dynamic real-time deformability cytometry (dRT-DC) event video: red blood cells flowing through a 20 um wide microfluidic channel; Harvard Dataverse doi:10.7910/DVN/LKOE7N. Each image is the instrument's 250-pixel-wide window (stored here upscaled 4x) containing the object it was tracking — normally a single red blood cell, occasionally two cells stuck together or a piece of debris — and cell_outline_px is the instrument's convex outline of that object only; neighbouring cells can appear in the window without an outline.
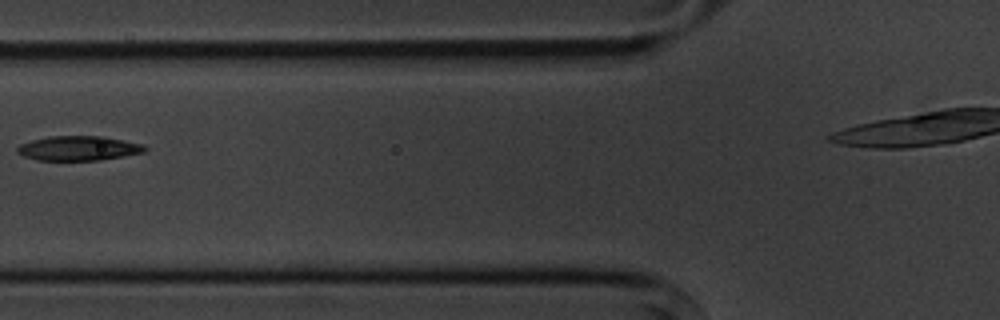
{"species": "common noctule bat (a hibernating species)", "species_latin": "Nyctalus noctula", "temperature_condition": "cold", "stored_images_in_passage": 6, "camera_frame_rate_fps": 3000, "um_per_image_px": 0.085, "animal": {"sex": "male", "body_mass_g": 20.1, "forearm_length_mm": 53.5}, "frame": {"image": 1, "passage_image": 5, "time_ms": 4.667, "image_size_px": [1000, 320], "cell_outline_px": [[148, 148], [144, 152], [100, 160], [36, 160], [24, 156], [16, 152], [16, 148], [20, 144], [32, 140], [48, 136], [104, 136], [144, 144]], "centroid_in_image_um": [6.67, 12.59], "position_along_channel_um": 119.1, "area_um2": 18.32}}
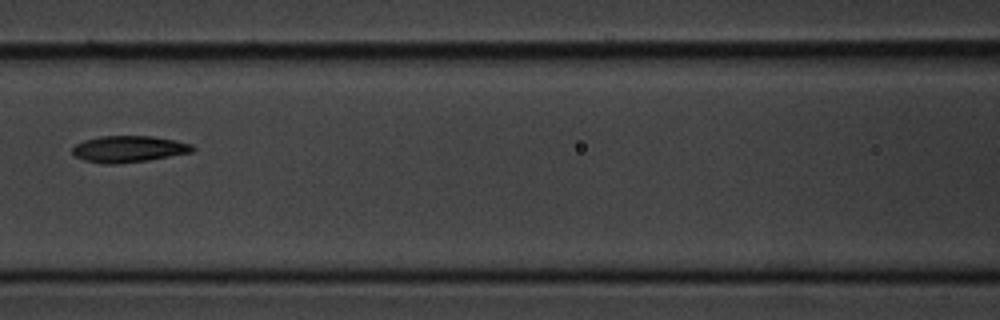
{"frame": {"image": 2, "passage_image": 6, "time_ms": 5.667, "image_size_px": [1000, 320], "cell_outline_px": [[196, 148], [192, 152], [148, 160], [116, 164], [104, 164], [84, 160], [76, 156], [72, 152], [72, 148], [76, 144], [84, 140], [100, 136], [152, 136], [192, 144]], "centroid_in_image_um": [10.93, 12.67], "position_along_channel_um": 155.7, "area_um2": 18.44}}